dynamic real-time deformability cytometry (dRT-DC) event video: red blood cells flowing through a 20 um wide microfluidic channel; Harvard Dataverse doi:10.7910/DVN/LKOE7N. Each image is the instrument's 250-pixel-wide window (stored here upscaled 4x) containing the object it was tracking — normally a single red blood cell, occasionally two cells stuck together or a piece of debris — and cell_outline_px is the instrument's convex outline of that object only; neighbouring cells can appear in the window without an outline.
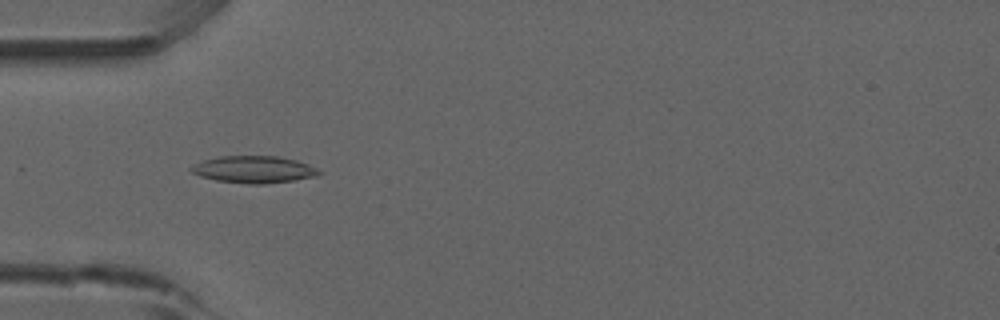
{"species": "common noctule bat (a hibernating species)", "species_latin": "Nyctalus noctula", "temperature_condition": "room temperature", "stored_images_in_passage": 38, "camera_frame_rate_fps": 3000, "um_per_image_px": 0.085, "animal": {"sex": "male", "forearm_length_mm": 52.5}, "frame": {"image": 1, "passage_image": 5, "time_ms": 1.333, "image_size_px": [1000, 320], "cell_outline_px": [[324, 172], [316, 176], [296, 180], [264, 184], [248, 184], [216, 180], [200, 176], [192, 172], [188, 168], [204, 160], [220, 156], [276, 156], [296, 160], [308, 164]], "centroid_in_image_um": [21.6, 14.41], "position_along_channel_um": 63.4, "area_um2": 20.11}}
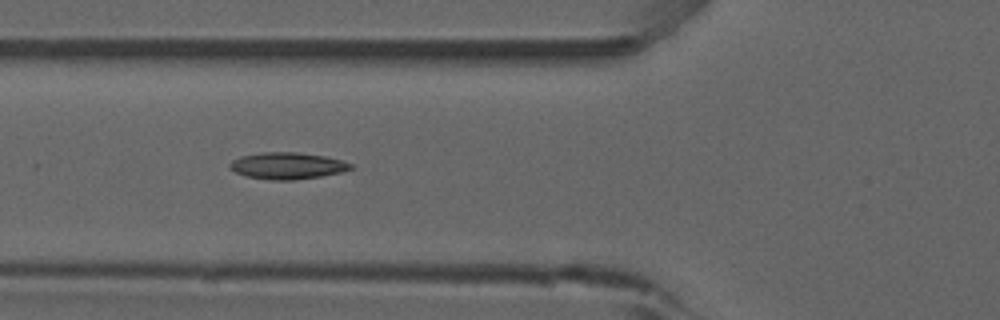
{"frame": {"image": 2, "passage_image": 8, "time_ms": 2.333, "image_size_px": [1000, 320], "cell_outline_px": [[352, 168], [340, 172], [320, 176], [296, 180], [272, 180], [244, 176], [228, 168], [228, 164], [232, 160], [240, 156], [260, 152], [296, 152], [324, 156], [344, 160], [352, 164]], "centroid_in_image_um": [24.38, 14.08], "position_along_channel_um": 101.4, "area_um2": 18.9}}
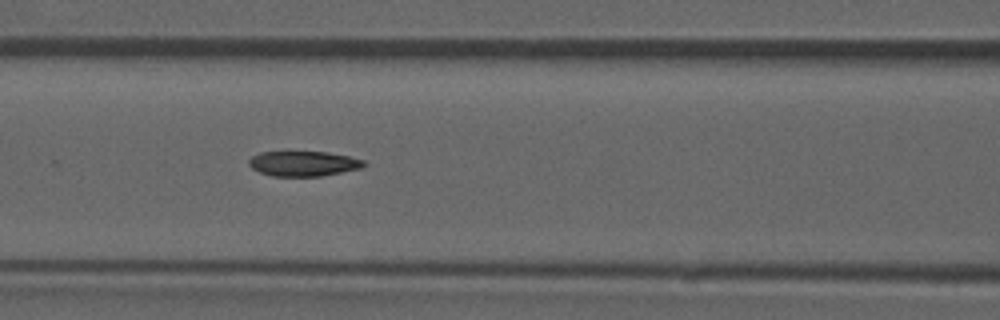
{"frame": {"image": 3, "passage_image": 11, "time_ms": 3.333, "image_size_px": [1000, 320], "cell_outline_px": [[368, 164], [360, 168], [320, 176], [272, 176], [260, 172], [252, 168], [248, 164], [248, 160], [252, 156], [260, 152], [288, 148], [328, 152], [348, 156], [364, 160]], "centroid_in_image_um": [25.73, 13.84], "position_along_channel_um": 140.9, "area_um2": 17.69}, "authors_computed_cell_mechanics": {"area_um2": 17.7446, "velocity_mm_per_s": 3.9065, "shape_relaxation_time_tau1_ms": null, "shape_relaxation_time_tau2_ms": 2.8973, "deformation_change_tau1": null, "deformation_change_tau2": 0.1007}}